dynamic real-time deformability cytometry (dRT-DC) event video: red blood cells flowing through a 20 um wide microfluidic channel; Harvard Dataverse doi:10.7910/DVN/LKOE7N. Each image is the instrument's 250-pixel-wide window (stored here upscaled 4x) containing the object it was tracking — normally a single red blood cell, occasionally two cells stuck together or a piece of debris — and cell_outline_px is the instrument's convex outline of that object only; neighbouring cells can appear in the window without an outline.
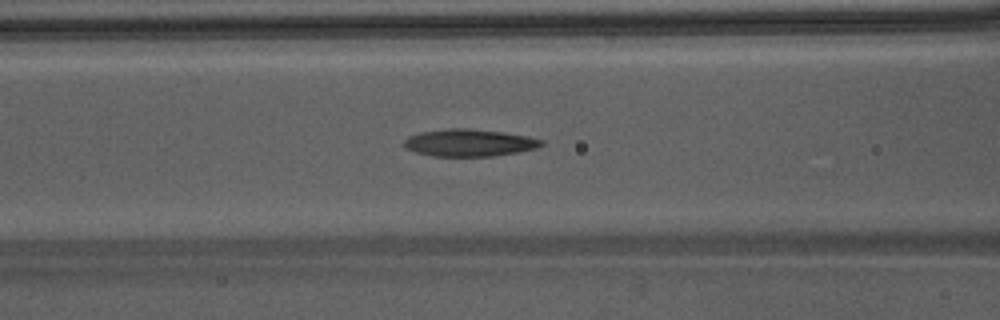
{"species": "Egyptian fruit bat (a non-hibernating species)", "species_latin": "Rousettus aegyptiacus", "temperature_condition": "warm", "stored_images_in_passage": 26, "camera_frame_rate_fps": 3000, "um_per_image_px": 0.085, "animal": {"sex": "male"}, "frame": {"image": 1, "passage_image": 8, "time_ms": 2.333, "image_size_px": [1000, 320], "cell_outline_px": [[544, 144], [536, 148], [520, 152], [492, 156], [432, 156], [416, 152], [404, 148], [404, 140], [420, 132], [448, 128], [468, 128], [500, 132], [528, 136], [544, 140]], "centroid_in_image_um": [39.9, 12.14], "position_along_channel_um": 126.7, "area_um2": 21.73}}
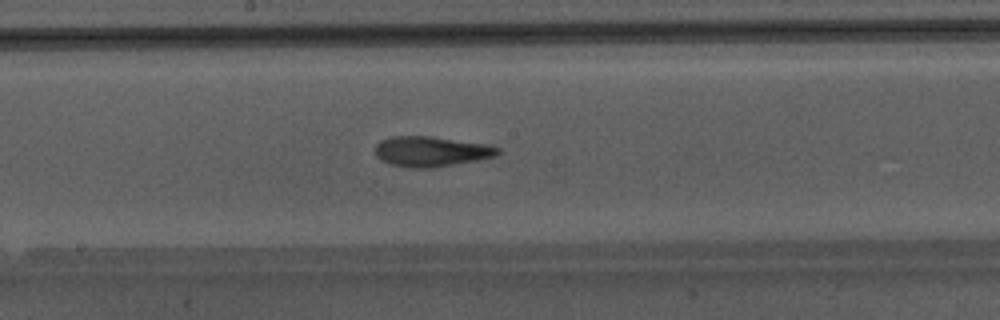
{"frame": {"image": 2, "passage_image": 14, "time_ms": 4.333, "image_size_px": [1000, 320], "cell_outline_px": [[500, 152], [496, 156], [476, 160], [432, 168], [412, 168], [392, 164], [380, 160], [376, 156], [376, 144], [380, 140], [392, 136], [432, 136], [484, 144], [500, 148]], "centroid_in_image_um": [36.62, 12.87], "position_along_channel_um": 211.6, "area_um2": 21.44}}
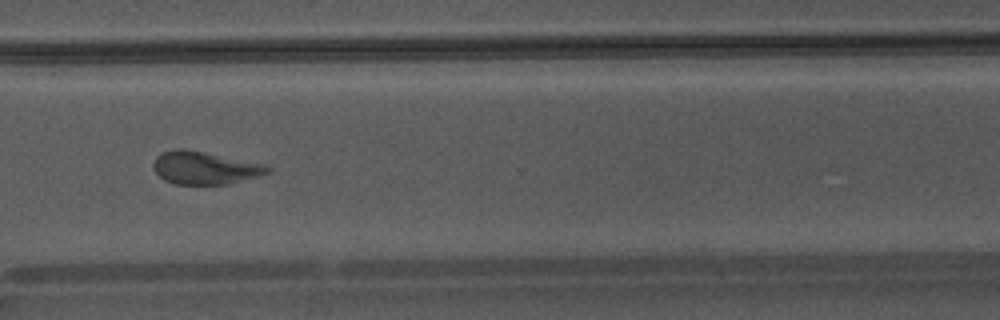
{"frame": {"image": 3, "passage_image": 24, "time_ms": 7.667, "image_size_px": [1000, 320], "cell_outline_px": [[272, 172], [260, 176], [228, 184], [176, 184], [164, 180], [152, 168], [152, 164], [156, 156], [160, 152], [176, 148], [184, 148], [264, 164], [272, 168]], "centroid_in_image_um": [17.4, 14.26], "position_along_channel_um": 353.2, "area_um2": 21.96}, "authors_computed_cell_mechanics": {"area_um2": 21.3571, "velocity_mm_per_s": 4.2557, "shape_relaxation_time_tau1_ms": 7.2781, "shape_relaxation_time_tau2_ms": 2.2072, "deformation_change_tau1": 0.2128, "deformation_change_tau2": 0.1149}}